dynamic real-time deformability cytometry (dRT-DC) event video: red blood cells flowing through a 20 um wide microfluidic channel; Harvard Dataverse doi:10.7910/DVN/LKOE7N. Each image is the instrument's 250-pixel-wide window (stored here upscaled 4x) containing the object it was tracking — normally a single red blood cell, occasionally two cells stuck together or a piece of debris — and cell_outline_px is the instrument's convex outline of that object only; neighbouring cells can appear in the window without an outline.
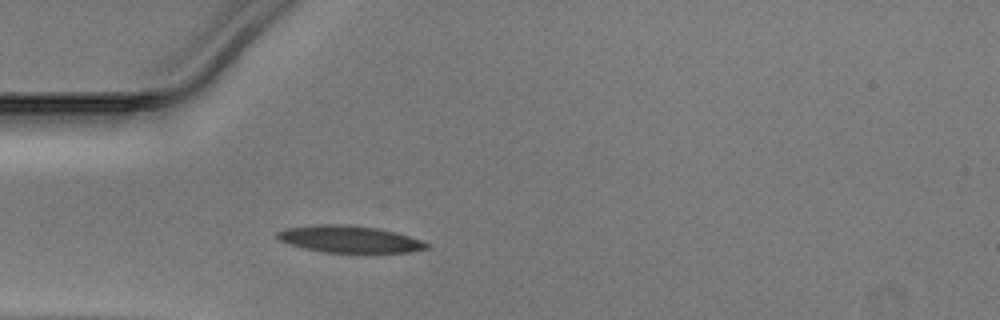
{"species": "Egyptian fruit bat (a non-hibernating species)", "species_latin": "Rousettus aegyptiacus", "temperature_condition": "warm", "stored_images_in_passage": 29, "camera_frame_rate_fps": 3000, "um_per_image_px": 0.085, "animal": {"sex": "male"}, "frame": {"image": 1, "passage_image": 1, "time_ms": 0.0, "image_size_px": [1000, 320], "cell_outline_px": [[432, 244], [428, 248], [408, 252], [324, 252], [304, 248], [280, 240], [276, 236], [276, 232], [284, 228], [312, 224], [348, 224], [380, 228], [396, 232]], "centroid_in_image_um": [29.69, 20.31], "position_along_channel_um": 55.3, "area_um2": 23.47}}
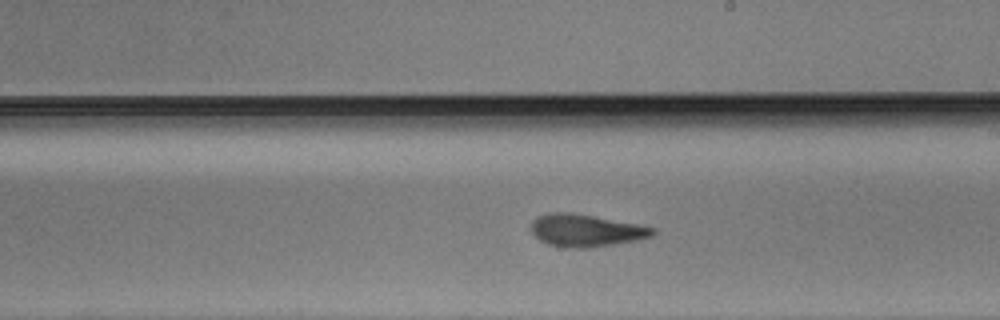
{"frame": {"image": 2, "passage_image": 15, "time_ms": 4.667, "image_size_px": [1000, 320], "cell_outline_px": [[656, 232], [652, 236], [636, 240], [588, 248], [568, 248], [548, 244], [540, 240], [532, 232], [532, 220], [536, 216], [552, 212], [568, 212], [592, 216], [636, 224], [656, 228]], "centroid_in_image_um": [49.78, 19.59], "position_along_channel_um": 239.2, "area_um2": 22.66}}
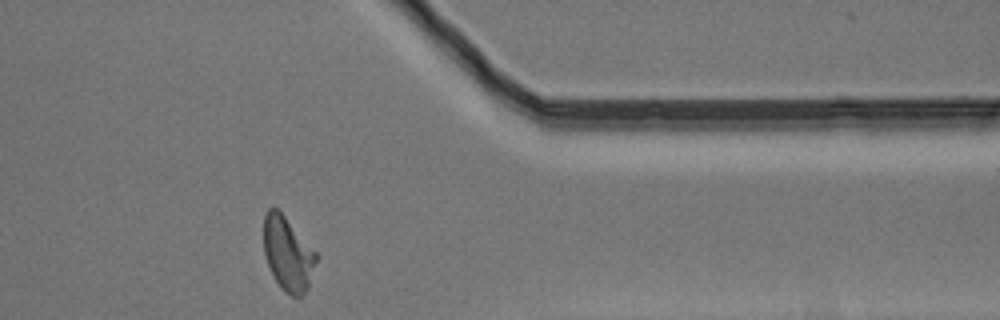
{"frame": {"image": 3, "passage_image": 27, "time_ms": 8.667, "image_size_px": [1000, 320], "cell_outline_px": [[316, 260], [308, 288], [300, 296], [292, 296], [284, 292], [280, 288], [272, 276], [264, 252], [264, 216], [268, 208], [276, 208], [284, 216], [316, 252]], "centroid_in_image_um": [24.44, 21.6], "position_along_channel_um": 387.0, "area_um2": 22.25}}